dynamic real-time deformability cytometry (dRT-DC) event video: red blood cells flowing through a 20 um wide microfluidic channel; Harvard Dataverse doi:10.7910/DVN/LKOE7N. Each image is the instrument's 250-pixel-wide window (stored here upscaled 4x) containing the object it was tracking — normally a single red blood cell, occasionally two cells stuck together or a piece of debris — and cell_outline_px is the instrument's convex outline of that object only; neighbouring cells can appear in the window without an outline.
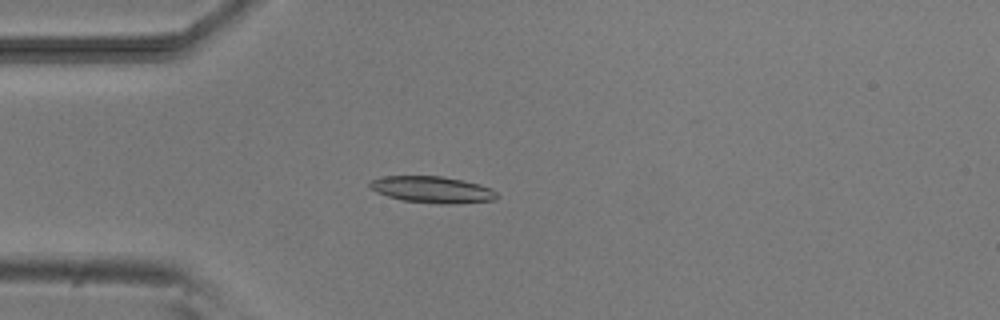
{"species": "common noctule bat (a hibernating species)", "species_latin": "Nyctalus noctula", "temperature_condition": "room temperature", "stored_images_in_passage": 40, "camera_frame_rate_fps": 3000, "um_per_image_px": 0.085, "animal": {"sex": "male", "body_mass_g": 20.5, "forearm_length_mm": 52.5}, "frame": {"image": 1, "passage_image": 1, "time_ms": 0.0, "image_size_px": [1000, 320], "cell_outline_px": [[500, 196], [496, 200], [452, 204], [436, 204], [404, 200], [388, 196], [376, 192], [368, 184], [372, 180], [384, 176], [440, 176], [480, 184], [492, 188]], "centroid_in_image_um": [36.8, 16.12], "position_along_channel_um": 48.2, "area_um2": 19.65}}
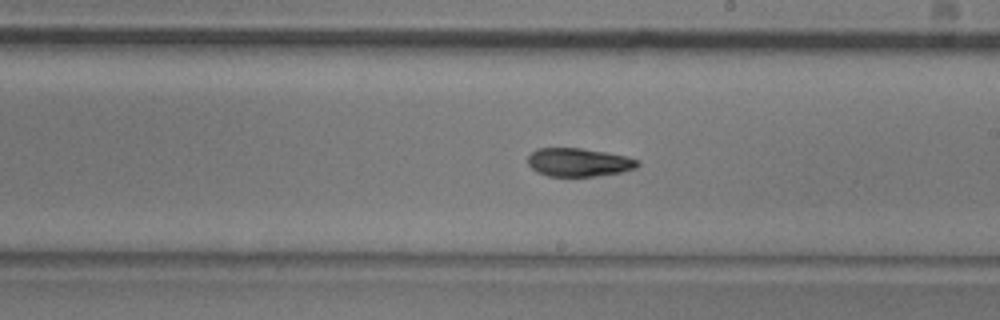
{"frame": {"image": 2, "passage_image": 17, "time_ms": 5.333, "image_size_px": [1000, 320], "cell_outline_px": [[640, 164], [636, 168], [624, 172], [596, 176], [548, 176], [536, 172], [528, 164], [528, 156], [536, 148], [580, 148], [604, 152], [624, 156], [636, 160]], "centroid_in_image_um": [49.16, 13.8], "position_along_channel_um": 239.8, "area_um2": 18.09}}
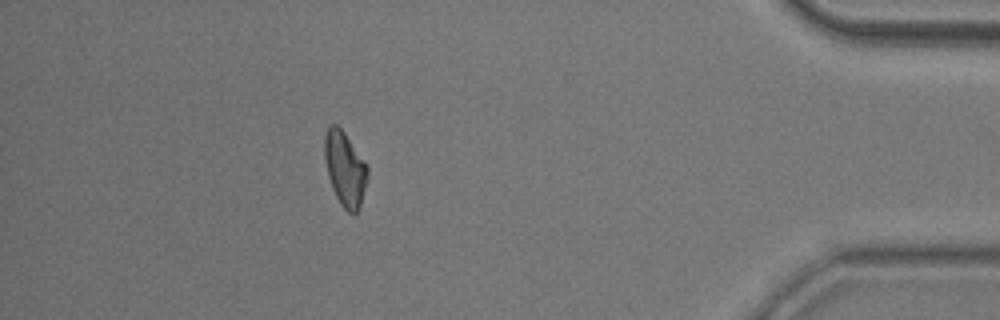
{"frame": {"image": 3, "passage_image": 34, "time_ms": 11.0, "image_size_px": [1000, 320], "cell_outline_px": [[368, 176], [360, 208], [356, 216], [352, 216], [340, 204], [332, 188], [328, 176], [324, 160], [324, 136], [328, 128], [332, 124], [336, 124], [344, 132], [368, 168]], "centroid_in_image_um": [29.31, 14.41], "position_along_channel_um": 405.9, "area_um2": 18.67}, "authors_computed_cell_mechanics": {"area_um2": 18.6983, "velocity_mm_per_s": 3.8089, "shape_relaxation_time_tau1_ms": 3.817, "shape_relaxation_time_tau2_ms": 4.3268, "deformation_change_tau1": 0.1408, "deformation_change_tau2": 0.1105}}